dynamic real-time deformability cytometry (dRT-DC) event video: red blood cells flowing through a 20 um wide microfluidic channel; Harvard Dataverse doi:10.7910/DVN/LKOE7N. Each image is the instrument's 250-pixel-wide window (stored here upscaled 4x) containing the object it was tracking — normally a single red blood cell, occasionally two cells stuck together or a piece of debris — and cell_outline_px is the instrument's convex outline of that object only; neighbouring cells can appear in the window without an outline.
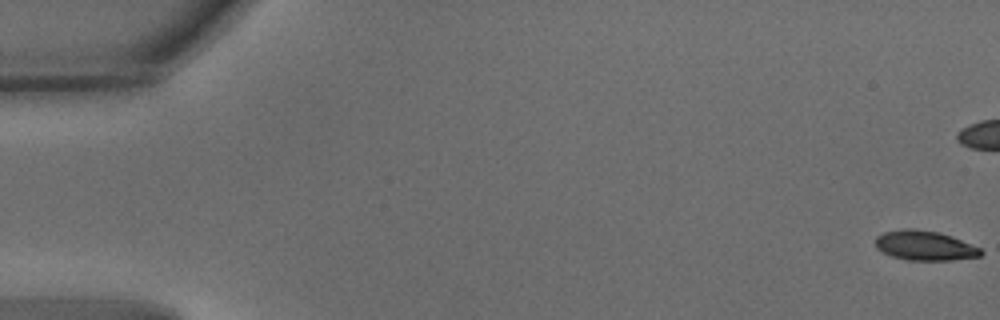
{"species": "common noctule bat (a hibernating species)", "species_latin": "Nyctalus noctula", "temperature_condition": "warm", "stored_images_in_passage": 57, "camera_frame_rate_fps": 3000, "um_per_image_px": 0.085, "animal": {"sex": "male", "body_mass_g": 15.6}, "frame": {"image": 1, "passage_image": 1, "time_ms": 0.0, "image_size_px": [1000, 320], "cell_outline_px": [[984, 252], [980, 256], [952, 260], [908, 260], [892, 256], [876, 248], [876, 236], [884, 232], [904, 228], [916, 228], [940, 232], [952, 236], [980, 248]], "centroid_in_image_um": [78.61, 20.86], "position_along_channel_um": 6.4, "area_um2": 18.26}}
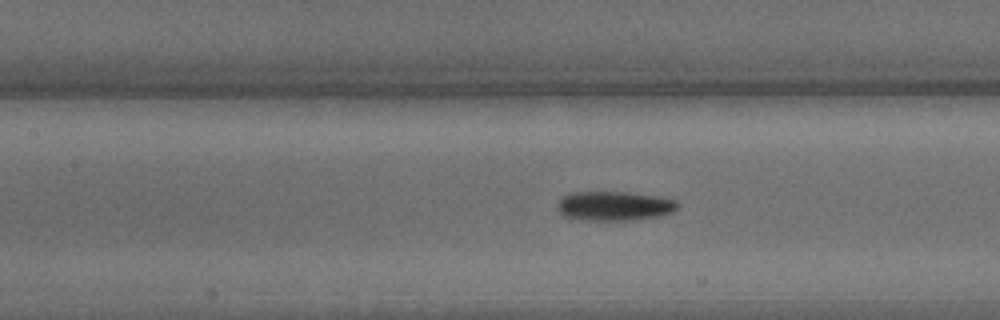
{"frame": {"image": 2, "passage_image": 26, "time_ms": 8.333, "image_size_px": [1000, 320], "cell_outline_px": [[680, 204], [672, 212], [660, 216], [636, 220], [584, 220], [564, 216], [560, 212], [560, 200], [564, 196], [572, 192], [628, 192], [660, 196], [676, 200]], "centroid_in_image_um": [52.29, 17.5], "position_along_channel_um": 155.1, "area_um2": 20.52}}
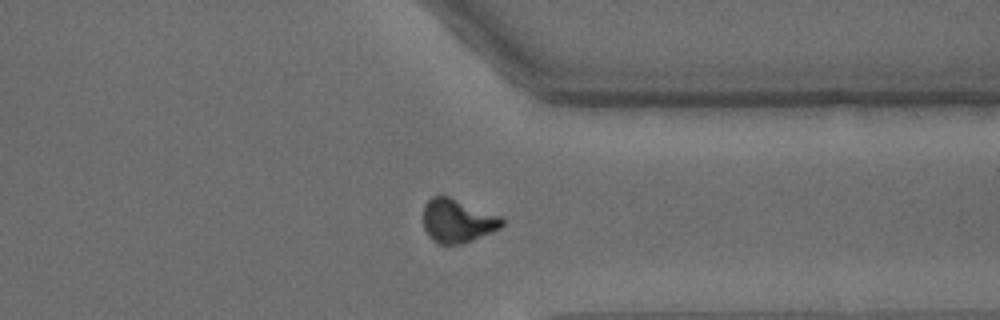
{"frame": {"image": 3, "passage_image": 44, "time_ms": 14.333, "image_size_px": [1000, 320], "cell_outline_px": [[504, 224], [500, 228], [492, 232], [472, 240], [460, 244], [440, 244], [432, 240], [428, 236], [424, 228], [424, 204], [432, 196], [448, 196], [500, 216], [504, 220]], "centroid_in_image_um": [38.87, 18.78], "position_along_channel_um": 372.5, "area_um2": 19.83}, "authors_computed_cell_mechanics": {"area_um2": 19.7098, "velocity_mm_per_s": 3.6586, "shape_relaxation_time_tau1_ms": 3.3896, "shape_relaxation_time_tau2_ms": 2.7917, "deformation_change_tau1": 0.1534, "deformation_change_tau2": 0.0766}}